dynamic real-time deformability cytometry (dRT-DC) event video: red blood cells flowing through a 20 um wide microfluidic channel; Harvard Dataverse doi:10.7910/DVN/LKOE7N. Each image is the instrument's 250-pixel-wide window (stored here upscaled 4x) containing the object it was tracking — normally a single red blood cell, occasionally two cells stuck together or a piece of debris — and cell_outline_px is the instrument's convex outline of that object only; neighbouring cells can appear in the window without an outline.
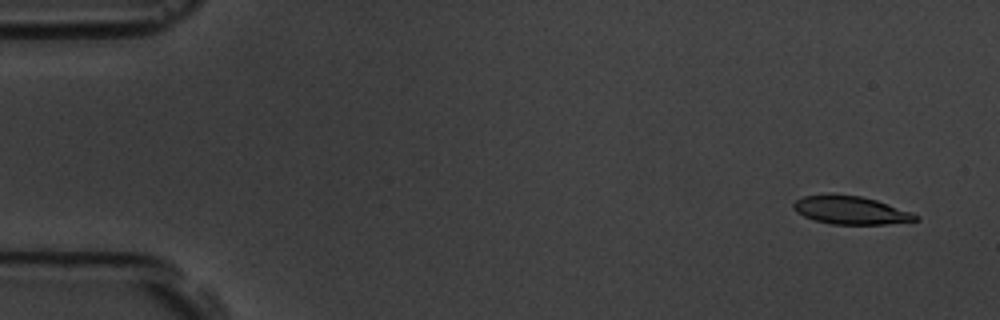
{"species": "common noctule bat (a hibernating species)", "species_latin": "Nyctalus noctula", "temperature_condition": "room temperature", "stored_images_in_passage": 55, "camera_frame_rate_fps": 3000, "um_per_image_px": 0.085, "animal": {"sex": "male", "body_mass_g": 19.5, "forearm_length_mm": 54.6}, "frame": {"image": 1, "passage_image": 3, "time_ms": 0.667, "image_size_px": [1000, 320], "cell_outline_px": [[920, 220], [884, 224], [832, 224], [816, 220], [804, 216], [796, 212], [792, 208], [792, 204], [796, 200], [804, 196], [832, 192], [860, 196], [876, 200], [912, 212], [920, 216]], "centroid_in_image_um": [72.29, 17.84], "position_along_channel_um": 12.7, "area_um2": 20.29}}
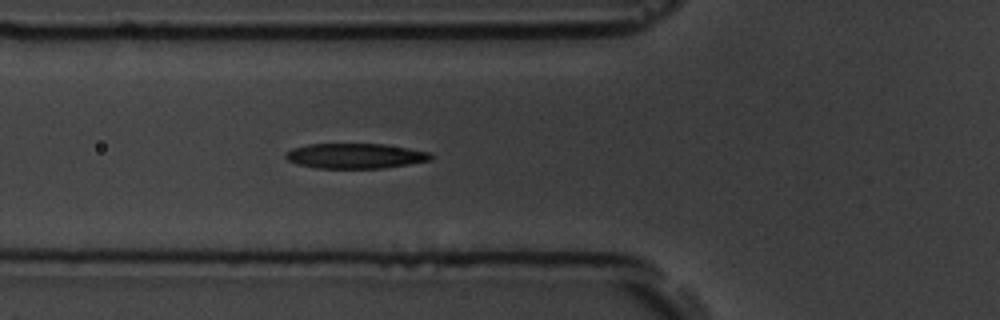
{"frame": {"image": 2, "passage_image": 20, "time_ms": 6.333, "image_size_px": [1000, 320], "cell_outline_px": [[436, 156], [432, 160], [408, 164], [380, 168], [316, 168], [296, 164], [288, 160], [284, 156], [292, 148], [308, 144], [388, 144], [432, 152]], "centroid_in_image_um": [30.26, 13.24], "position_along_channel_um": 95.5, "area_um2": 21.44}}
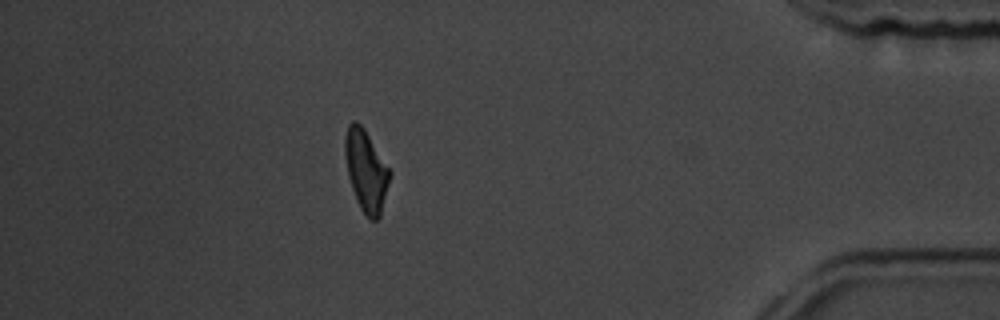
{"frame": {"image": 3, "passage_image": 49, "time_ms": 16.0, "image_size_px": [1000, 320], "cell_outline_px": [[392, 172], [380, 216], [376, 220], [368, 220], [360, 208], [356, 200], [348, 176], [344, 156], [344, 136], [348, 124], [352, 120], [356, 120], [364, 128]], "centroid_in_image_um": [31.1, 14.49], "position_along_channel_um": 404.1, "area_um2": 21.5}, "authors_computed_cell_mechanics": {"area_um2": 21.5016, "velocity_mm_per_s": 3.6556, "shape_relaxation_time_tau1_ms": 3.6375, "shape_relaxation_time_tau2_ms": 3.5916, "deformation_change_tau1": 0.1564, "deformation_change_tau2": 0.132}}